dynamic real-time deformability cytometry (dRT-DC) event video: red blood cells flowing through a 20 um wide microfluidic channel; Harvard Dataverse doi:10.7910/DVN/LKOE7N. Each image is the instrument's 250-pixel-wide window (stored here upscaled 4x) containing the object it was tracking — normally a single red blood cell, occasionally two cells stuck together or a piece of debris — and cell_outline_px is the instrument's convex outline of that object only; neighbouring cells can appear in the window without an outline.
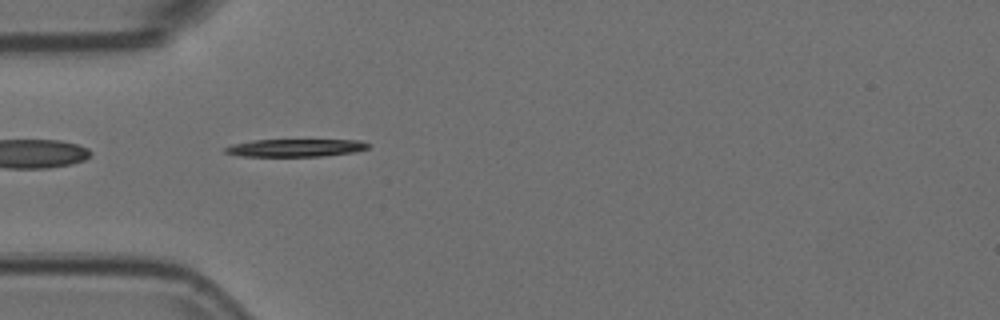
{"species": "Egyptian fruit bat (a non-hibernating species)", "species_latin": "Rousettus aegyptiacus", "temperature_condition": "room temperature", "stored_images_in_passage": 40, "camera_frame_rate_fps": 3000, "um_per_image_px": 0.085, "animal": {"sex": "female"}, "frame": {"image": 1, "passage_image": 2, "time_ms": 0.333, "image_size_px": [1000, 320], "cell_outline_px": [[368, 148], [352, 152], [320, 156], [240, 156], [224, 152], [224, 148], [232, 144], [252, 140], [360, 140], [368, 144]], "centroid_in_image_um": [25.05, 12.56], "position_along_channel_um": 59.9, "area_um2": 14.51}}
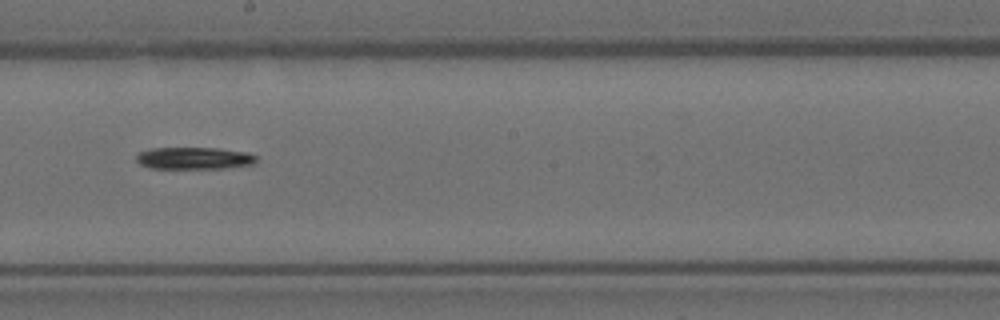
{"frame": {"image": 2, "passage_image": 16, "time_ms": 5.0, "image_size_px": [1000, 320], "cell_outline_px": [[256, 160], [252, 164], [224, 168], [148, 168], [140, 164], [136, 160], [136, 156], [140, 152], [152, 148], [216, 148], [244, 152], [256, 156]], "centroid_in_image_um": [16.45, 13.45], "position_along_channel_um": 231.8, "area_um2": 15.2}}
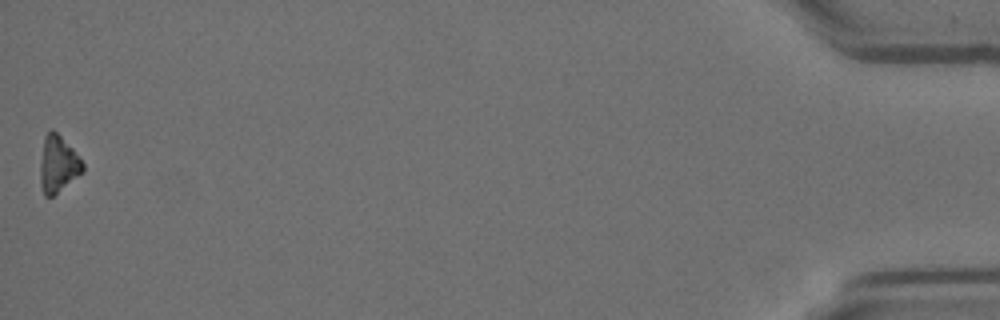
{"frame": {"image": 3, "passage_image": 40, "time_ms": 13.0, "image_size_px": [1000, 320], "cell_outline_px": [[84, 172], [52, 196], [44, 196], [40, 184], [40, 164], [44, 136], [52, 128], [72, 148], [84, 164]], "centroid_in_image_um": [4.93, 13.96], "position_along_channel_um": 430.3, "area_um2": 13.93}, "authors_computed_cell_mechanics": {"area_um2": 15.4037, "velocity_mm_per_s": 3.7303, "shape_relaxation_time_tau1_ms": 10.8377, "shape_relaxation_time_tau2_ms": null, "deformation_change_tau1": 0.2079, "deformation_change_tau2": null}}